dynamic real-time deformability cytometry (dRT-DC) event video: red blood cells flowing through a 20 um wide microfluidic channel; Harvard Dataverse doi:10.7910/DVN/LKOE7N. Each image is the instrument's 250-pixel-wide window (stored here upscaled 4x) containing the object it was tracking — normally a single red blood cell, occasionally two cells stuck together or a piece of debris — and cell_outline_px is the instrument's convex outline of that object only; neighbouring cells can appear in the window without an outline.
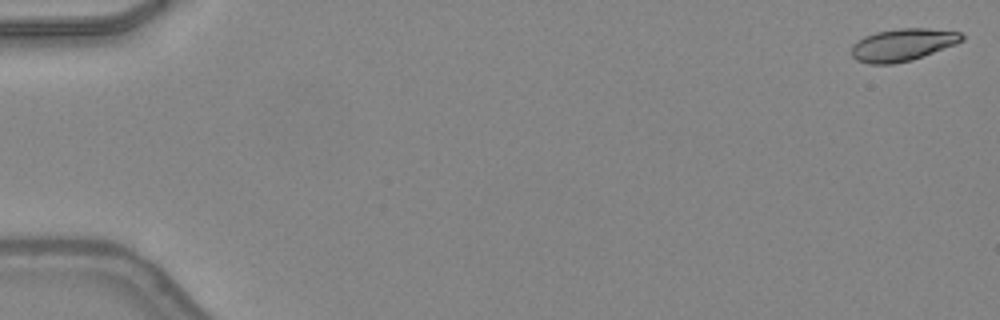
{"species": "common noctule bat (a hibernating species)", "species_latin": "Nyctalus noctula", "temperature_condition": "warm", "stored_images_in_passage": 48, "camera_frame_rate_fps": 3000, "um_per_image_px": 0.085, "animal": {"sex": "female", "body_mass_g": 24.6, "forearm_length_mm": 56.2}, "frame": {"image": 1, "passage_image": 1, "time_ms": 0.0, "image_size_px": [1000, 320], "cell_outline_px": [[964, 40], [956, 44], [912, 60], [892, 64], [868, 64], [856, 60], [852, 56], [852, 44], [864, 36], [876, 32], [900, 28], [928, 28], [960, 32], [964, 36]], "centroid_in_image_um": [76.72, 3.81], "position_along_channel_um": 8.3, "area_um2": 20.87}}
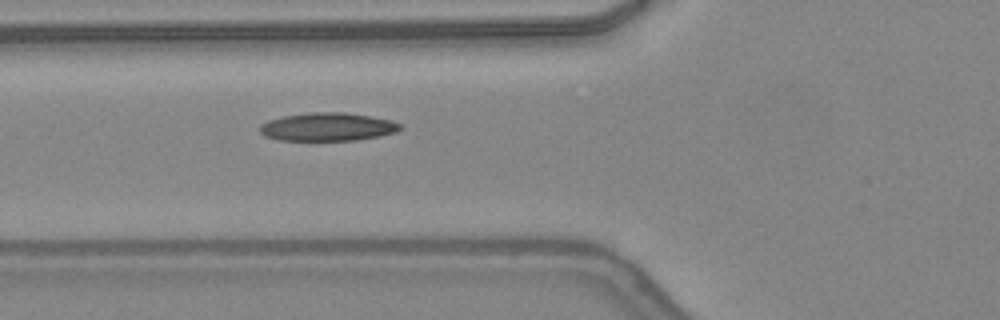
{"frame": {"image": 2, "passage_image": 19, "time_ms": 6.0, "image_size_px": [1000, 320], "cell_outline_px": [[404, 128], [396, 132], [380, 136], [356, 140], [276, 140], [264, 136], [260, 132], [260, 124], [268, 120], [284, 116], [312, 112], [344, 112], [392, 120], [404, 124]], "centroid_in_image_um": [27.88, 10.78], "position_along_channel_um": 97.9, "area_um2": 23.24}}
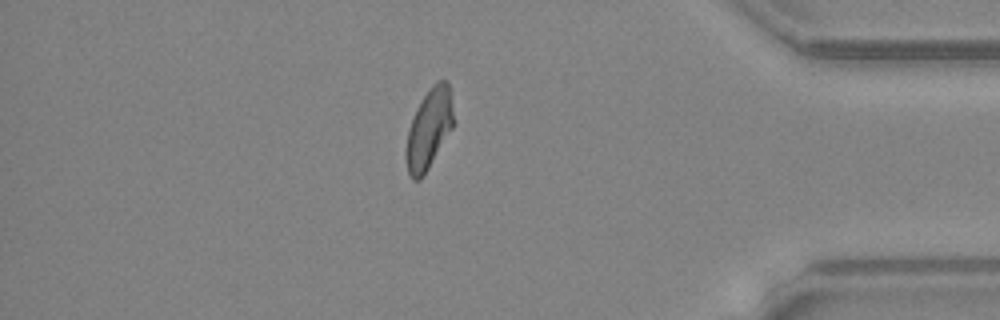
{"frame": {"image": 3, "passage_image": 42, "time_ms": 13.667, "image_size_px": [1000, 320], "cell_outline_px": [[452, 128], [424, 176], [420, 180], [412, 180], [408, 172], [404, 156], [404, 152], [408, 128], [416, 108], [432, 84], [436, 80], [448, 80], [452, 112]], "centroid_in_image_um": [36.41, 10.99], "position_along_channel_um": 398.8, "area_um2": 22.08}, "authors_computed_cell_mechanics": {"area_um2": 21.9929, "velocity_mm_per_s": 4.3266, "shape_relaxation_time_tau1_ms": 6.2501, "shape_relaxation_time_tau2_ms": 2.4661, "deformation_change_tau1": 0.1993, "deformation_change_tau2": 0.0928}}